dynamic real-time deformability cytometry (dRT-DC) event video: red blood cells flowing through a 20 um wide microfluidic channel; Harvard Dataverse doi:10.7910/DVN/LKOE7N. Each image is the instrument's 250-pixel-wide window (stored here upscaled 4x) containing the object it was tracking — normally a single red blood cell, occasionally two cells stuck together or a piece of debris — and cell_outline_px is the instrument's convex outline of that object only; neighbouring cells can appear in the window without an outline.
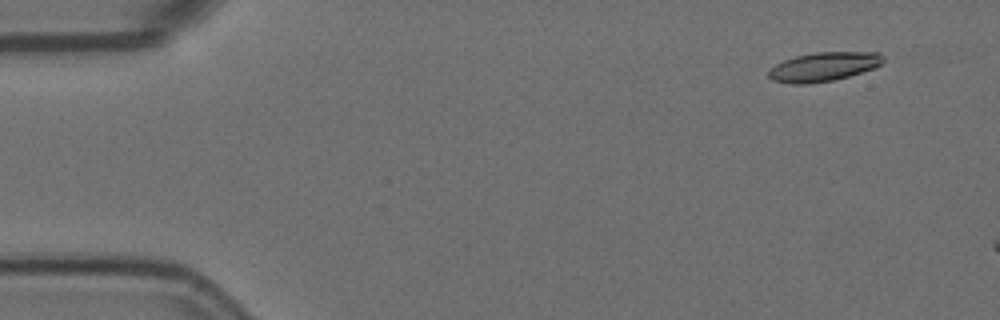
{"species": "Egyptian fruit bat (a non-hibernating species)", "species_latin": "Rousettus aegyptiacus", "temperature_condition": "room temperature", "stored_images_in_passage": 11, "camera_frame_rate_fps": 3000, "um_per_image_px": 0.085, "animal": {"sex": "female"}, "frame": {"image": 1, "passage_image": 5, "time_ms": 1.333, "image_size_px": [1000, 320], "cell_outline_px": [[884, 60], [876, 68], [848, 76], [832, 80], [808, 84], [792, 84], [772, 80], [768, 76], [768, 72], [776, 64], [784, 60], [796, 56], [816, 52], [880, 52], [884, 56]], "centroid_in_image_um": [70.03, 5.67], "position_along_channel_um": 15.0, "area_um2": 19.36}}